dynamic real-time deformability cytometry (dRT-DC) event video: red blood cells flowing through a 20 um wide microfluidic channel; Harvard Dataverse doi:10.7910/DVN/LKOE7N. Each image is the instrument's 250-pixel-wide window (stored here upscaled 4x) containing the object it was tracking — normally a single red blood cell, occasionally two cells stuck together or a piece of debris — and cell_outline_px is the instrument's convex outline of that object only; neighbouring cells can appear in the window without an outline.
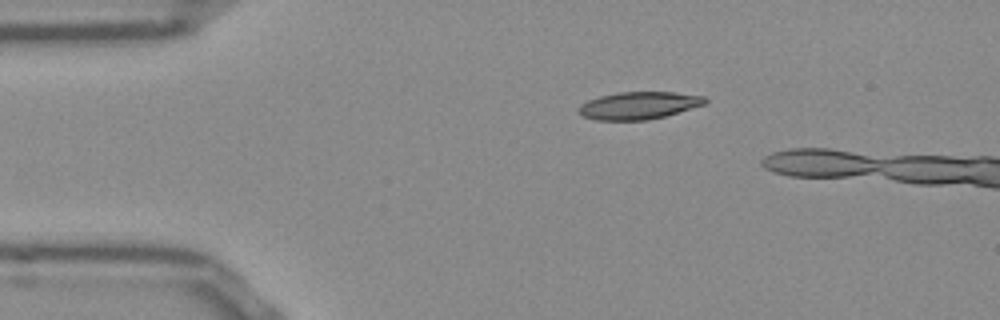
{"species": "Egyptian fruit bat (a non-hibernating species)", "species_latin": "Rousettus aegyptiacus", "temperature_condition": "room temperature", "stored_images_in_passage": 5, "camera_frame_rate_fps": 3000, "um_per_image_px": 0.085, "frame": {"image": 1, "passage_image": 1, "time_ms": 0.0, "image_size_px": [1000, 320], "cell_outline_px": [[708, 100], [704, 104], [664, 116], [648, 120], [596, 120], [584, 116], [576, 112], [576, 108], [580, 104], [588, 100], [600, 96], [620, 92], [676, 92], [704, 96]], "centroid_in_image_um": [54.25, 8.96], "position_along_channel_um": 30.8, "area_um2": 20.17}}